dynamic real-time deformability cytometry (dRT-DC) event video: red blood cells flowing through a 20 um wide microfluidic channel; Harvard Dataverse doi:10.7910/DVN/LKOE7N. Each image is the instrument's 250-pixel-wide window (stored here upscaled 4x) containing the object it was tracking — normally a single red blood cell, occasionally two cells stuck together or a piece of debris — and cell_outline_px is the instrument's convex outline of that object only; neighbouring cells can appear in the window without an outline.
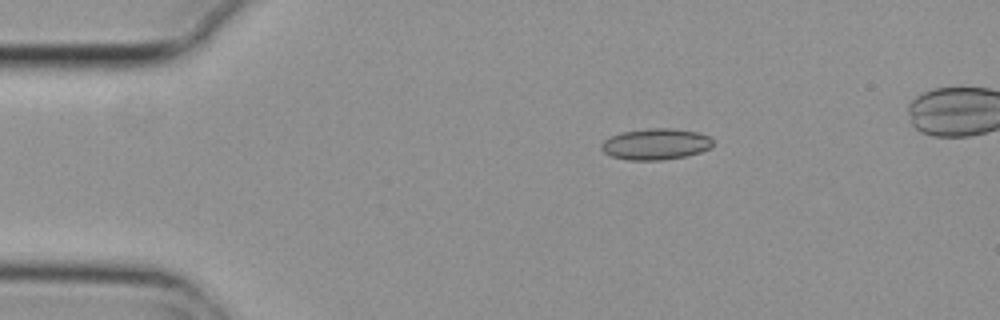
{"species": "common noctule bat (a hibernating species)", "species_latin": "Nyctalus noctula", "temperature_condition": "cold", "stored_images_in_passage": 7, "camera_frame_rate_fps": 3000, "um_per_image_px": 0.085, "animal": {"sex": "female", "body_mass_g": 29.2, "forearm_length_mm": 56.3}, "frame": {"image": 1, "passage_image": 1, "time_ms": 0.0, "image_size_px": [1000, 320], "cell_outline_px": [[712, 148], [700, 152], [684, 156], [664, 160], [628, 160], [612, 156], [604, 152], [600, 148], [600, 144], [604, 140], [620, 132], [648, 128], [672, 128], [700, 132], [708, 136], [712, 140]], "centroid_in_image_um": [55.74, 12.24], "position_along_channel_um": 29.3, "area_um2": 20.4}}
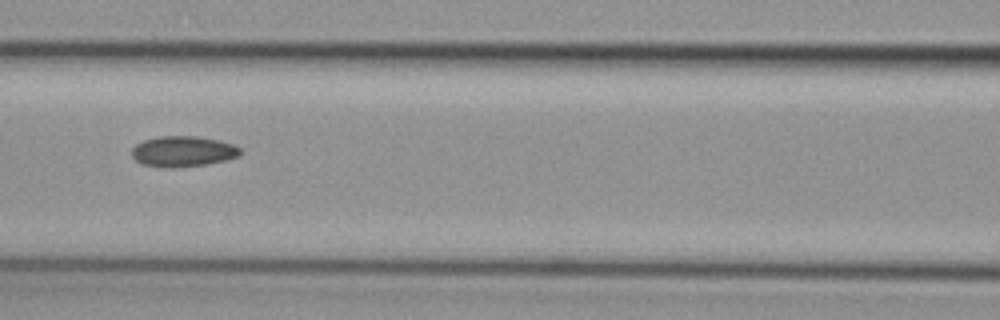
{"frame": {"image": 2, "passage_image": 5, "time_ms": 1.333, "image_size_px": [1000, 320], "cell_outline_px": [[240, 156], [228, 160], [204, 164], [172, 168], [140, 164], [132, 156], [132, 148], [136, 144], [144, 140], [160, 136], [196, 136], [220, 140], [232, 144], [240, 148]], "centroid_in_image_um": [15.56, 12.86], "position_along_channel_um": 151.0, "area_um2": 19.36}}
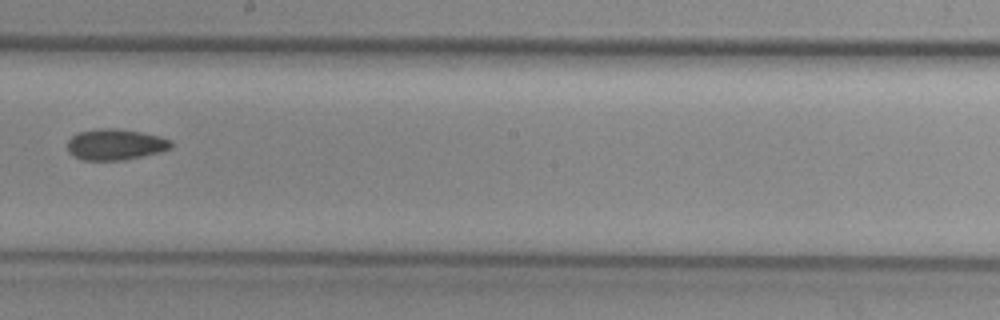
{"frame": {"image": 3, "passage_image": 7, "time_ms": 2.0, "image_size_px": [1000, 320], "cell_outline_px": [[172, 148], [160, 152], [124, 160], [84, 160], [72, 156], [68, 152], [68, 140], [76, 132], [96, 128], [116, 128], [140, 132], [160, 136], [172, 140]], "centroid_in_image_um": [9.79, 12.27], "position_along_channel_um": 238.4, "area_um2": 18.96}}